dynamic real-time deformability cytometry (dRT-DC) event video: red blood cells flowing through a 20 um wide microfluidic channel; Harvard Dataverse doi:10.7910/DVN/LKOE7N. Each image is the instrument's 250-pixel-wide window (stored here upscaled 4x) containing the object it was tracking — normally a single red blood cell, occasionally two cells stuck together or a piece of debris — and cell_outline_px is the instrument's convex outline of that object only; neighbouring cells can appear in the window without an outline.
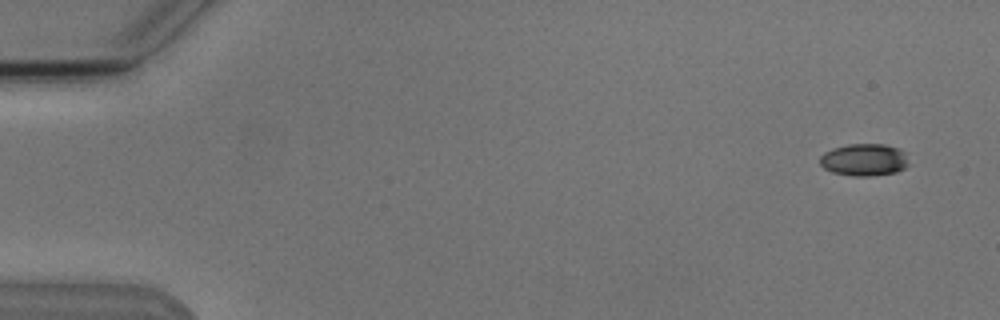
{"species": "Egyptian fruit bat (a non-hibernating species)", "species_latin": "Rousettus aegyptiacus", "temperature_condition": "cold", "stored_images_in_passage": 2, "camera_frame_rate_fps": 3000, "um_per_image_px": 0.085, "animal": {"sex": "male"}, "frame": {"image": 1, "passage_image": 2, "time_ms": 1.0, "image_size_px": [1000, 320], "cell_outline_px": [[908, 164], [904, 168], [896, 172], [868, 176], [852, 176], [832, 172], [824, 168], [820, 164], [820, 156], [824, 152], [832, 148], [848, 144], [884, 144], [900, 148], [904, 152]], "centroid_in_image_um": [73.43, 13.57], "position_along_channel_um": 11.6, "area_um2": 16.7}}